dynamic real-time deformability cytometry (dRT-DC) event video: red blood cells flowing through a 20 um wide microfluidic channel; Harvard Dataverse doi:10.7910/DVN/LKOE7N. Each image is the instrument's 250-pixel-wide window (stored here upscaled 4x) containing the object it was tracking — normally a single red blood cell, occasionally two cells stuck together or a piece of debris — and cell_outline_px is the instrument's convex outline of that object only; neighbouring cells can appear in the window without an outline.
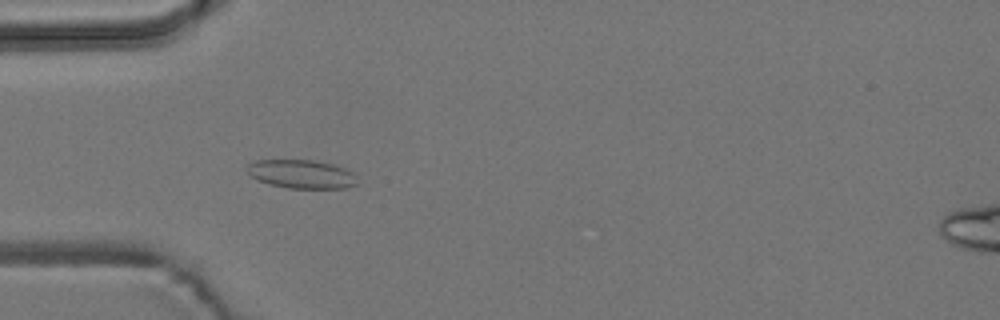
{"species": "common noctule bat (a hibernating species)", "species_latin": "Nyctalus noctula", "temperature_condition": "room temperature", "stored_images_in_passage": 54, "camera_frame_rate_fps": 3000, "um_per_image_px": 0.085, "animal": {"sex": "male", "body_mass_g": 19.2, "forearm_length_mm": 51.8}, "frame": {"image": 1, "passage_image": 16, "time_ms": 5.0, "image_size_px": [1000, 320], "cell_outline_px": [[356, 184], [344, 188], [288, 188], [268, 184], [256, 180], [248, 172], [248, 164], [256, 160], [312, 160], [332, 164], [344, 168], [352, 172]], "centroid_in_image_um": [25.58, 14.8], "position_along_channel_um": 59.4, "area_um2": 18.15}}
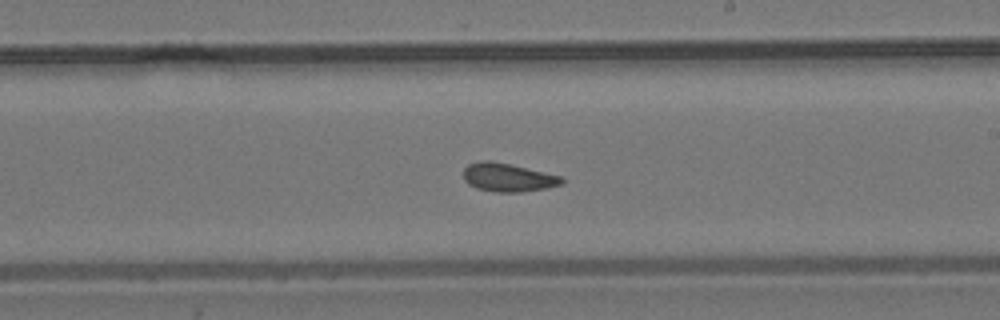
{"frame": {"image": 2, "passage_image": 31, "time_ms": 10.0, "image_size_px": [1000, 320], "cell_outline_px": [[564, 184], [548, 188], [520, 192], [496, 192], [476, 188], [468, 184], [464, 180], [464, 168], [468, 164], [480, 160], [488, 160], [508, 164], [564, 176]], "centroid_in_image_um": [43.2, 15.09], "position_along_channel_um": 245.8, "area_um2": 16.42}}
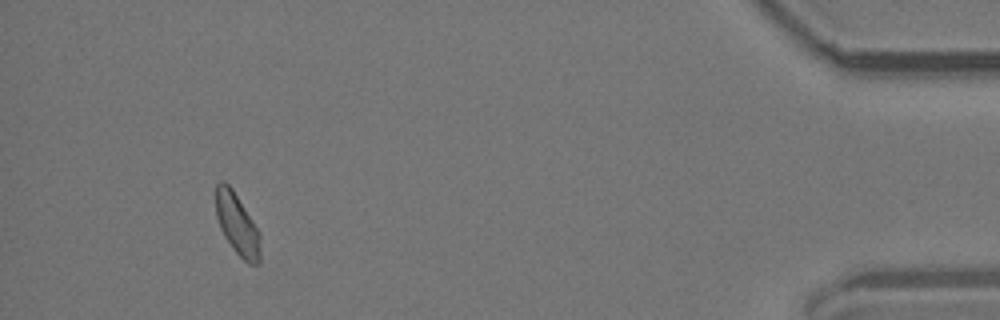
{"frame": {"image": 3, "passage_image": 50, "time_ms": 16.333, "image_size_px": [1000, 320], "cell_outline_px": [[260, 264], [248, 264], [232, 248], [224, 236], [220, 228], [216, 216], [216, 184], [220, 180], [224, 180], [232, 188], [260, 232]], "centroid_in_image_um": [20.16, 19.06], "position_along_channel_um": 415.0, "area_um2": 16.01}, "authors_computed_cell_mechanics": {"area_um2": 16.3574, "velocity_mm_per_s": 3.7866, "shape_relaxation_time_tau1_ms": null, "shape_relaxation_time_tau2_ms": 2.3372, "deformation_change_tau1": null, "deformation_change_tau2": 0.0573}}